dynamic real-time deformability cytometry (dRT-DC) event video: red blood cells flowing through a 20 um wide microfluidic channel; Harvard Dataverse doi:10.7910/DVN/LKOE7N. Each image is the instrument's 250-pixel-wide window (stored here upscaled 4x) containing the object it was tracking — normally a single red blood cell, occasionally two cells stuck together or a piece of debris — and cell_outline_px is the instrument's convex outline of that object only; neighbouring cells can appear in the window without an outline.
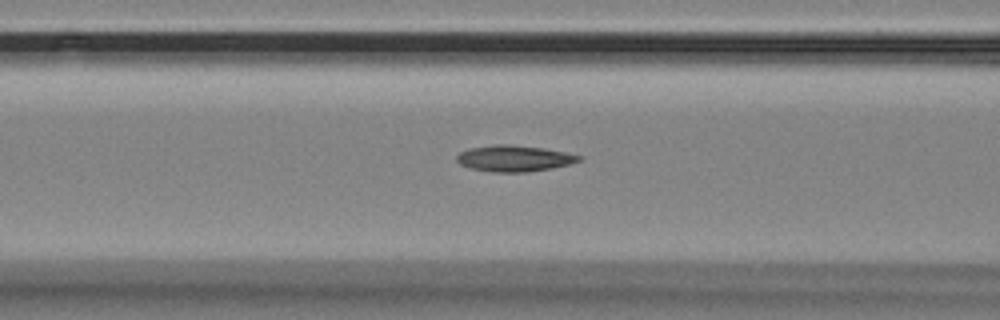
{"species": "Egyptian fruit bat (a non-hibernating species)", "species_latin": "Rousettus aegyptiacus", "temperature_condition": "room temperature", "stored_images_in_passage": 45, "camera_frame_rate_fps": 3000, "um_per_image_px": 0.085, "animal": {"sex": "female"}, "frame": {"image": 1, "passage_image": 12, "time_ms": 3.667, "image_size_px": [1000, 320], "cell_outline_px": [[584, 156], [580, 160], [568, 164], [548, 168], [524, 172], [496, 172], [472, 168], [460, 164], [456, 160], [456, 156], [460, 152], [468, 148], [492, 144], [508, 144], [544, 148]], "centroid_in_image_um": [43.67, 13.44], "position_along_channel_um": 122.9, "area_um2": 18.44}}
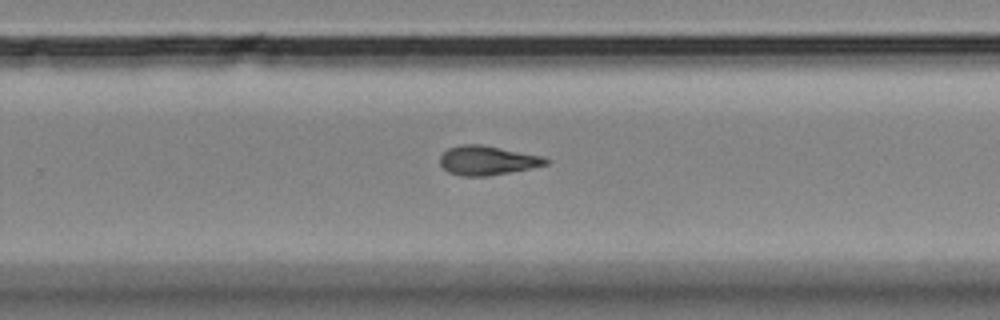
{"frame": {"image": 2, "passage_image": 26, "time_ms": 8.333, "image_size_px": [1000, 320], "cell_outline_px": [[548, 164], [488, 176], [464, 176], [448, 172], [440, 164], [440, 156], [448, 148], [460, 144], [480, 144], [540, 156], [548, 160]], "centroid_in_image_um": [41.35, 13.63], "position_along_channel_um": 288.5, "area_um2": 17.63}}
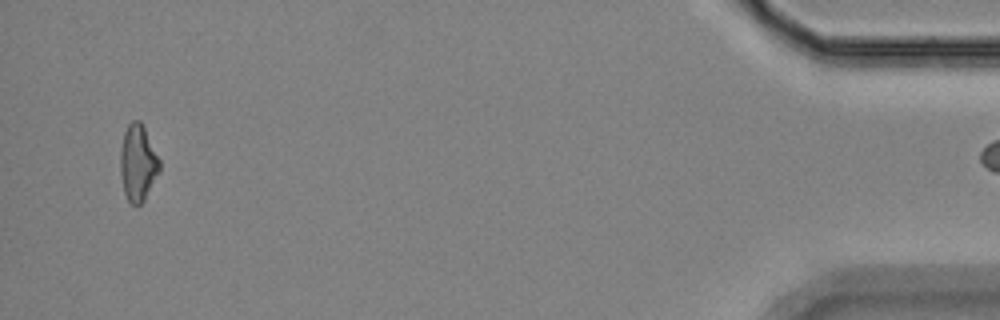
{"frame": {"image": 3, "passage_image": 44, "time_ms": 14.333, "image_size_px": [1000, 320], "cell_outline_px": [[160, 172], [144, 200], [136, 208], [128, 200], [124, 192], [120, 172], [120, 152], [124, 132], [128, 124], [132, 120], [140, 120], [160, 160]], "centroid_in_image_um": [11.72, 13.87], "position_along_channel_um": 423.5, "area_um2": 17.51}}